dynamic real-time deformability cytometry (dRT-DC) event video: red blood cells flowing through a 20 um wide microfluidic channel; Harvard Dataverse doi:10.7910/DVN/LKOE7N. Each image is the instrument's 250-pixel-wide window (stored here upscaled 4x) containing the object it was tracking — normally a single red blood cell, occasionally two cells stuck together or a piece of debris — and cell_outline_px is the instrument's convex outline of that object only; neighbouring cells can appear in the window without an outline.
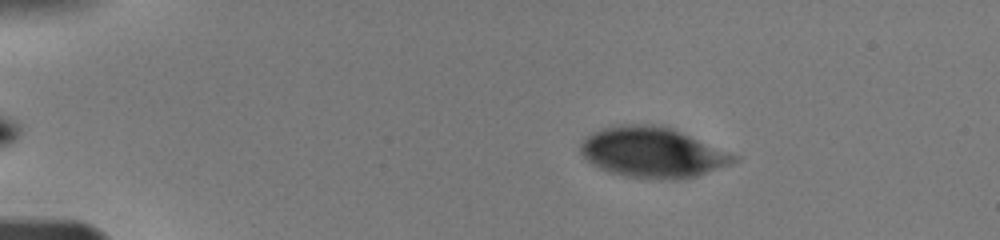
{"species": "human", "species_latin": "Homo sapiens", "temperature_condition": "warm", "stored_images_in_passage": 48, "camera_frame_rate_fps": 3000, "um_per_image_px": 0.085, "donor": {"sex": "male"}, "frame": {"image": 1, "passage_image": 4, "time_ms": 0.667, "image_size_px": [1000, 240], "cell_outline_px": [[740, 160], [696, 176], [676, 180], [656, 180], [624, 176], [608, 172], [592, 164], [580, 152], [580, 140], [604, 128], [620, 124], [652, 124], [668, 128], [680, 132], [740, 156]], "centroid_in_image_um": [55.46, 12.98], "position_along_channel_um": 29.5, "area_um2": 44.8}}
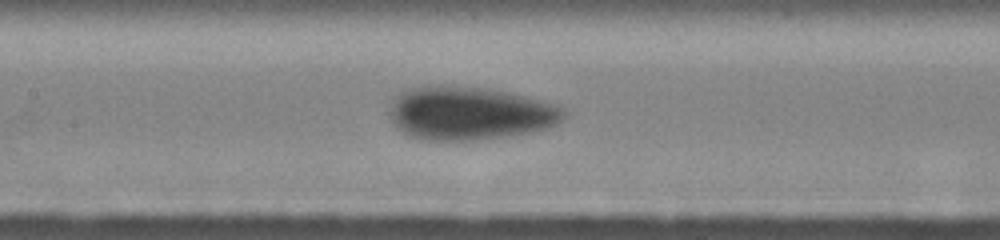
{"frame": {"image": 2, "passage_image": 29, "time_ms": 6.0, "image_size_px": [1000, 240], "cell_outline_px": [[568, 112], [564, 120], [556, 124], [532, 132], [504, 136], [468, 140], [428, 140], [408, 136], [396, 128], [388, 116], [388, 112], [392, 100], [400, 92], [408, 88], [424, 84], [440, 84], [488, 88], [508, 92], [556, 104], [564, 108]], "centroid_in_image_um": [39.87, 9.6], "position_along_channel_um": 167.5, "area_um2": 54.91}}
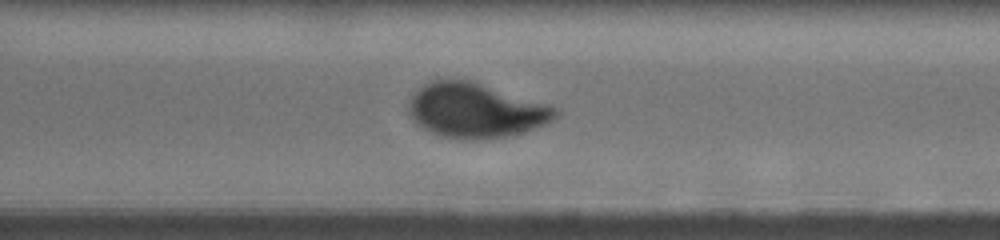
{"frame": {"image": 3, "passage_image": 47, "time_ms": 10.0, "image_size_px": [1000, 240], "cell_outline_px": [[560, 112], [552, 120], [544, 124], [508, 136], [460, 140], [440, 136], [416, 124], [412, 120], [408, 108], [408, 104], [412, 96], [424, 84], [432, 80], [472, 80], [552, 104], [560, 108]], "centroid_in_image_um": [40.46, 9.37], "position_along_channel_um": 330.1, "area_um2": 46.88}}